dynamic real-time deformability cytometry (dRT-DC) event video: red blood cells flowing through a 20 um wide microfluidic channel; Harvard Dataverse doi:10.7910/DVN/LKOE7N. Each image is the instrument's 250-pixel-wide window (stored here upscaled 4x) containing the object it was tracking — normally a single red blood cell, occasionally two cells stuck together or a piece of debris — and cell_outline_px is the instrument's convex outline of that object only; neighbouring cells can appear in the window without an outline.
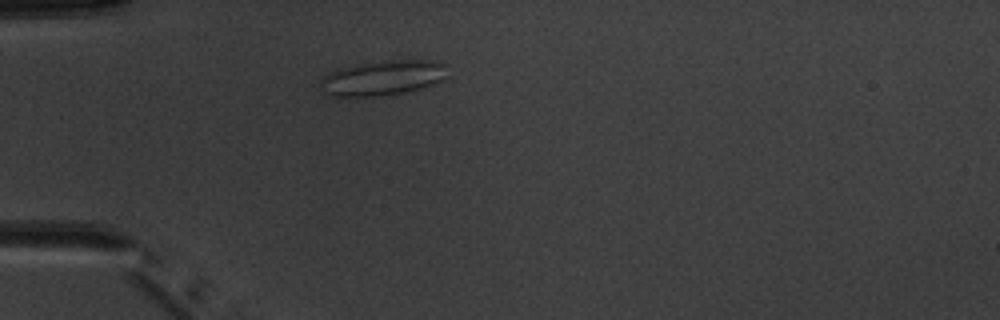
{"species": "common noctule bat (a hibernating species)", "species_latin": "Nyctalus noctula", "temperature_condition": "warm", "stored_images_in_passage": 3, "camera_frame_rate_fps": 3000, "um_per_image_px": 0.085, "animal": {"sex": "male", "body_mass_g": 20.1, "forearm_length_mm": 53.5}, "frame": {"image": 1, "passage_image": 2, "time_ms": 1.333, "image_size_px": [1000, 320], "cell_outline_px": [[448, 64], [444, 80], [424, 88], [404, 92], [380, 96], [336, 96], [324, 92], [320, 88], [320, 80], [328, 72], [340, 68], [360, 64], [384, 60], [428, 60]], "centroid_in_image_um": [32.56, 6.61], "position_along_channel_um": 52.4, "area_um2": 26.01}}